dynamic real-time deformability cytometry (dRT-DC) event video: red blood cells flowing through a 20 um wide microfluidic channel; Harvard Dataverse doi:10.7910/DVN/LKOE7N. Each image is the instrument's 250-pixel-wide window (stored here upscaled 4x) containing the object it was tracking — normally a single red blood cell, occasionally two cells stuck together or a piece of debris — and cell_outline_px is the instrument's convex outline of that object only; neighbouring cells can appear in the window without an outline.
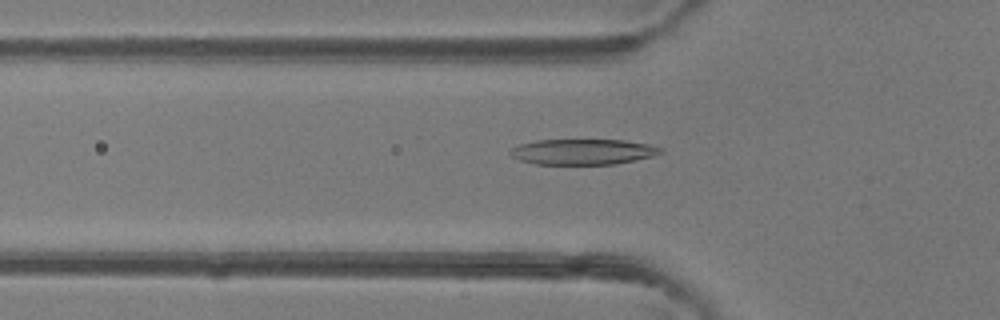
{"species": "common noctule bat (a hibernating species)", "species_latin": "Nyctalus noctula", "temperature_condition": "room temperature", "stored_images_in_passage": 42, "camera_frame_rate_fps": 3000, "um_per_image_px": 0.085, "animal": {"sex": "female"}, "frame": {"image": 1, "passage_image": 11, "time_ms": 3.333, "image_size_px": [1000, 320], "cell_outline_px": [[664, 152], [652, 156], [636, 160], [612, 164], [536, 164], [520, 160], [512, 156], [508, 152], [512, 148], [520, 144], [536, 140], [624, 140], [648, 144], [664, 148]], "centroid_in_image_um": [49.56, 12.9], "position_along_channel_um": 76.2, "area_um2": 22.37}}
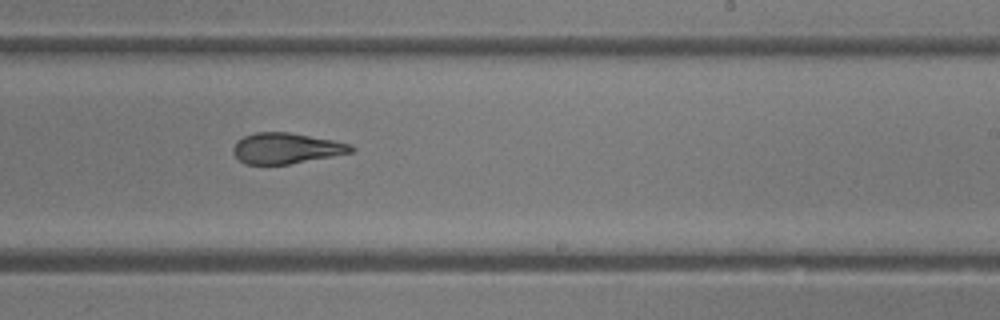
{"frame": {"image": 2, "passage_image": 24, "time_ms": 7.667, "image_size_px": [1000, 320], "cell_outline_px": [[356, 152], [288, 164], [244, 164], [232, 152], [232, 148], [236, 140], [244, 136], [256, 132], [288, 132], [332, 140], [352, 144], [356, 148]], "centroid_in_image_um": [24.34, 12.6], "position_along_channel_um": 264.7, "area_um2": 21.21}}
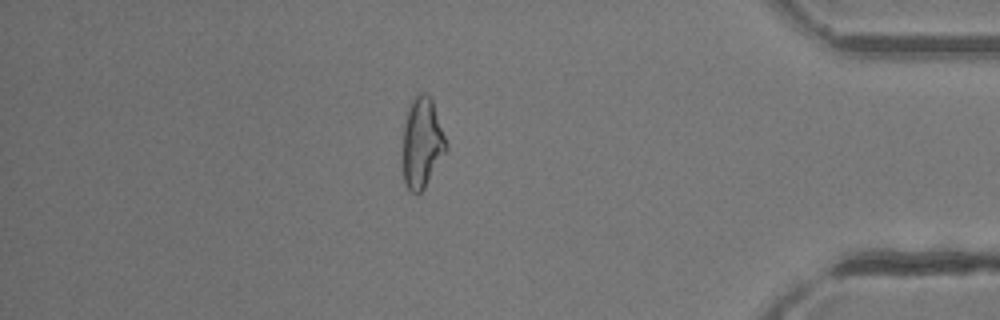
{"frame": {"image": 3, "passage_image": 36, "time_ms": 11.667, "image_size_px": [1000, 320], "cell_outline_px": [[448, 148], [424, 188], [416, 196], [408, 188], [404, 180], [400, 152], [404, 124], [408, 104], [416, 92], [424, 92], [432, 100], [448, 144]], "centroid_in_image_um": [35.82, 12.12], "position_along_channel_um": 399.4, "area_um2": 23.52}}